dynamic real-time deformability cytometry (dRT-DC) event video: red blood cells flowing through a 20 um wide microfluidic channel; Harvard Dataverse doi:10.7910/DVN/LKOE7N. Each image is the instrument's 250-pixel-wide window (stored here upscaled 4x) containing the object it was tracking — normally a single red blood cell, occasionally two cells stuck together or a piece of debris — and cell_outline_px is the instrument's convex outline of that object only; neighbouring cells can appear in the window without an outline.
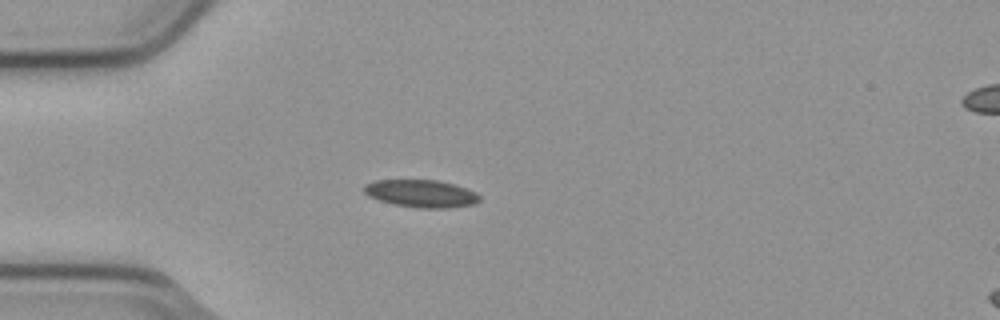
{"species": "common noctule bat (a hibernating species)", "species_latin": "Nyctalus noctula", "temperature_condition": "cold", "stored_images_in_passage": 47, "camera_frame_rate_fps": 3000, "um_per_image_px": 0.085, "animal": {"sex": "male", "body_mass_g": 23.1, "forearm_length_mm": 52.7}, "frame": {"image": 1, "passage_image": 11, "time_ms": 3.333, "image_size_px": [1000, 320], "cell_outline_px": [[480, 200], [472, 204], [448, 208], [420, 208], [396, 204], [380, 200], [368, 196], [364, 192], [364, 184], [376, 180], [436, 180], [452, 184], [476, 192], [480, 196]], "centroid_in_image_um": [35.78, 16.45], "position_along_channel_um": 49.2, "area_um2": 18.26}}
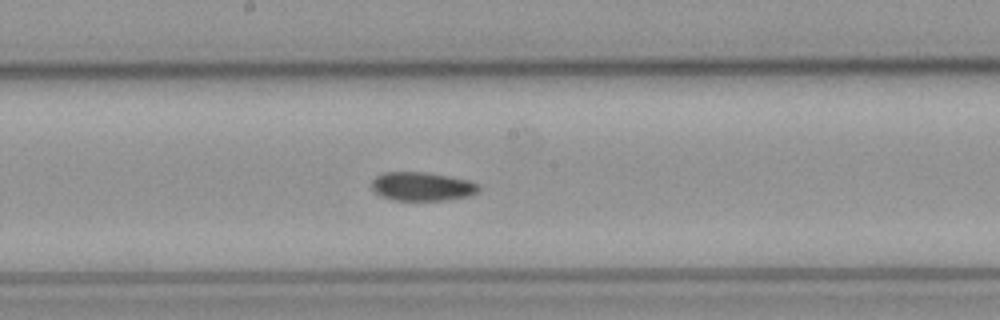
{"frame": {"image": 2, "passage_image": 25, "time_ms": 8.0, "image_size_px": [1000, 320], "cell_outline_px": [[480, 188], [476, 192], [468, 196], [444, 200], [392, 200], [380, 196], [372, 188], [372, 180], [376, 176], [384, 172], [424, 172], [468, 180], [480, 184]], "centroid_in_image_um": [35.85, 15.85], "position_along_channel_um": 212.3, "area_um2": 17.8}}
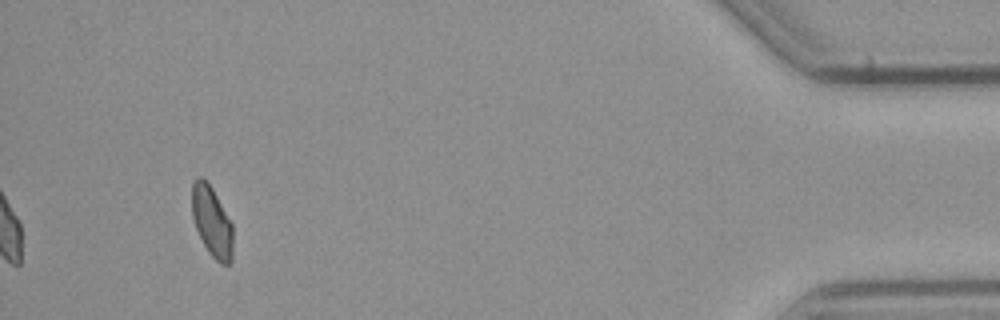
{"frame": {"image": 3, "passage_image": 47, "time_ms": 15.333, "image_size_px": [1000, 320], "cell_outline_px": [[232, 264], [220, 264], [208, 252], [196, 228], [192, 216], [192, 184], [196, 176], [200, 176], [212, 188], [232, 224]], "centroid_in_image_um": [18.01, 18.86], "position_along_channel_um": 417.2, "area_um2": 16.65}, "authors_computed_cell_mechanics": {"area_um2": 17.8024, "velocity_mm_per_s": 3.778, "shape_relaxation_time_tau1_ms": 8.0089, "shape_relaxation_time_tau2_ms": 3.821, "deformation_change_tau1": 0.1431, "deformation_change_tau2": 0.0795}}